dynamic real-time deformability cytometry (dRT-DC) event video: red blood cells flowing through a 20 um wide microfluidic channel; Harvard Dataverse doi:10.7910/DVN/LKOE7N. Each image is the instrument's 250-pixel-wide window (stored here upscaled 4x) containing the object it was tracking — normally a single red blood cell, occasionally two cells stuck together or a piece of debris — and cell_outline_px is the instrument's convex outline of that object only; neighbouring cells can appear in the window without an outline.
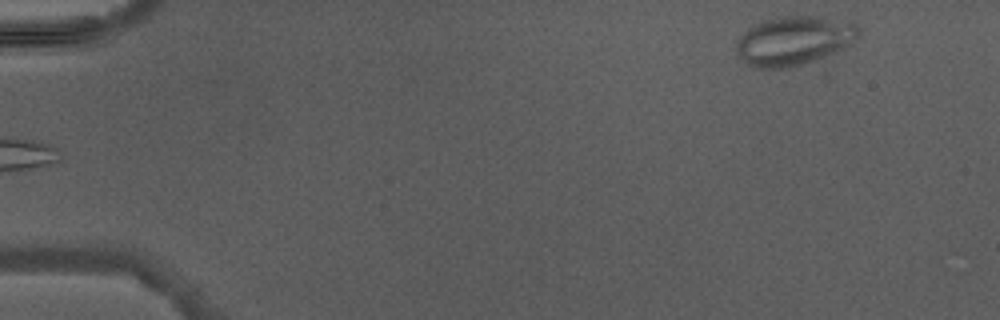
{"species": "Egyptian fruit bat (a non-hibernating species)", "species_latin": "Rousettus aegyptiacus", "temperature_condition": "warm", "stored_images_in_passage": 4, "camera_frame_rate_fps": 3000, "um_per_image_px": 0.085, "animal": {"sex": "male"}, "frame": {"image": 1, "passage_image": 4, "time_ms": 3.667, "image_size_px": [1000, 320], "cell_outline_px": [[860, 36], [856, 40], [844, 48], [812, 60], [788, 68], [756, 68], [748, 64], [736, 56], [736, 40], [748, 28], [764, 20], [784, 16], [820, 16], [852, 20], [860, 28]], "centroid_in_image_um": [67.5, 3.43], "position_along_channel_um": 17.5, "area_um2": 35.2}}